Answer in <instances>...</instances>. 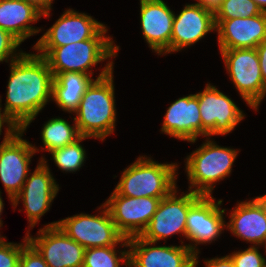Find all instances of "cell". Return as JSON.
I'll return each instance as SVG.
<instances>
[{
	"label": "cell",
	"instance_id": "6da1fadb",
	"mask_svg": "<svg viewBox=\"0 0 266 267\" xmlns=\"http://www.w3.org/2000/svg\"><path fill=\"white\" fill-rule=\"evenodd\" d=\"M4 113L24 132L52 100L53 75L46 59L23 52L9 63Z\"/></svg>",
	"mask_w": 266,
	"mask_h": 267
},
{
	"label": "cell",
	"instance_id": "7a4b0ae2",
	"mask_svg": "<svg viewBox=\"0 0 266 267\" xmlns=\"http://www.w3.org/2000/svg\"><path fill=\"white\" fill-rule=\"evenodd\" d=\"M113 64V61L105 64L86 89L78 109L74 112L75 123L83 137L100 139L103 142L115 132L117 112Z\"/></svg>",
	"mask_w": 266,
	"mask_h": 267
},
{
	"label": "cell",
	"instance_id": "3957f363",
	"mask_svg": "<svg viewBox=\"0 0 266 267\" xmlns=\"http://www.w3.org/2000/svg\"><path fill=\"white\" fill-rule=\"evenodd\" d=\"M105 26L95 37L62 47H34L38 55L43 56L52 75L65 72H80L93 77L92 67L105 60L118 56L120 47L115 45L113 38L107 36Z\"/></svg>",
	"mask_w": 266,
	"mask_h": 267
},
{
	"label": "cell",
	"instance_id": "277c9868",
	"mask_svg": "<svg viewBox=\"0 0 266 267\" xmlns=\"http://www.w3.org/2000/svg\"><path fill=\"white\" fill-rule=\"evenodd\" d=\"M240 149L219 146L206 137L195 151L185 157L188 190L201 196H213L217 182L229 177Z\"/></svg>",
	"mask_w": 266,
	"mask_h": 267
},
{
	"label": "cell",
	"instance_id": "5b68a950",
	"mask_svg": "<svg viewBox=\"0 0 266 267\" xmlns=\"http://www.w3.org/2000/svg\"><path fill=\"white\" fill-rule=\"evenodd\" d=\"M178 169L177 163H159L142 155L124 169L114 190L128 197L164 198L177 187Z\"/></svg>",
	"mask_w": 266,
	"mask_h": 267
},
{
	"label": "cell",
	"instance_id": "8992f818",
	"mask_svg": "<svg viewBox=\"0 0 266 267\" xmlns=\"http://www.w3.org/2000/svg\"><path fill=\"white\" fill-rule=\"evenodd\" d=\"M25 132L19 127H6L0 143V181L12 199L21 191L28 174L33 155L40 149L26 139Z\"/></svg>",
	"mask_w": 266,
	"mask_h": 267
},
{
	"label": "cell",
	"instance_id": "52a82bcc",
	"mask_svg": "<svg viewBox=\"0 0 266 267\" xmlns=\"http://www.w3.org/2000/svg\"><path fill=\"white\" fill-rule=\"evenodd\" d=\"M97 210L95 215L81 212L58 220L57 225L85 249L118 245L128 249V239L118 231L105 204Z\"/></svg>",
	"mask_w": 266,
	"mask_h": 267
},
{
	"label": "cell",
	"instance_id": "ba28073f",
	"mask_svg": "<svg viewBox=\"0 0 266 267\" xmlns=\"http://www.w3.org/2000/svg\"><path fill=\"white\" fill-rule=\"evenodd\" d=\"M219 52L241 99L258 112L266 97V84L261 76L256 48L219 49Z\"/></svg>",
	"mask_w": 266,
	"mask_h": 267
},
{
	"label": "cell",
	"instance_id": "9c48e42d",
	"mask_svg": "<svg viewBox=\"0 0 266 267\" xmlns=\"http://www.w3.org/2000/svg\"><path fill=\"white\" fill-rule=\"evenodd\" d=\"M178 191V187H175L161 199L157 211L141 233V238L156 244L163 239L166 243L167 238L175 234L186 238L188 211L202 196L190 190L181 194Z\"/></svg>",
	"mask_w": 266,
	"mask_h": 267
},
{
	"label": "cell",
	"instance_id": "30bf717a",
	"mask_svg": "<svg viewBox=\"0 0 266 267\" xmlns=\"http://www.w3.org/2000/svg\"><path fill=\"white\" fill-rule=\"evenodd\" d=\"M38 161L35 170L29 172L21 191L12 199L14 209L22 200L29 223L27 232L49 211L60 188L49 168L48 160L41 156Z\"/></svg>",
	"mask_w": 266,
	"mask_h": 267
},
{
	"label": "cell",
	"instance_id": "8fae6325",
	"mask_svg": "<svg viewBox=\"0 0 266 267\" xmlns=\"http://www.w3.org/2000/svg\"><path fill=\"white\" fill-rule=\"evenodd\" d=\"M196 95L201 115V137L227 135L245 117L243 110L229 96L210 83Z\"/></svg>",
	"mask_w": 266,
	"mask_h": 267
},
{
	"label": "cell",
	"instance_id": "7c38bea8",
	"mask_svg": "<svg viewBox=\"0 0 266 267\" xmlns=\"http://www.w3.org/2000/svg\"><path fill=\"white\" fill-rule=\"evenodd\" d=\"M214 196H202L188 211L186 218V240L191 241L187 245L196 255V267L200 250L198 245L211 244L224 233L226 221L221 209L222 199L217 200ZM194 244H193V243Z\"/></svg>",
	"mask_w": 266,
	"mask_h": 267
},
{
	"label": "cell",
	"instance_id": "4fadbf2b",
	"mask_svg": "<svg viewBox=\"0 0 266 267\" xmlns=\"http://www.w3.org/2000/svg\"><path fill=\"white\" fill-rule=\"evenodd\" d=\"M58 221L40 228L36 236L26 233L28 242L49 267H83L85 248L70 238Z\"/></svg>",
	"mask_w": 266,
	"mask_h": 267
},
{
	"label": "cell",
	"instance_id": "5bb4252c",
	"mask_svg": "<svg viewBox=\"0 0 266 267\" xmlns=\"http://www.w3.org/2000/svg\"><path fill=\"white\" fill-rule=\"evenodd\" d=\"M161 199L122 196L113 190L104 204L118 231L129 239L141 235L157 211Z\"/></svg>",
	"mask_w": 266,
	"mask_h": 267
},
{
	"label": "cell",
	"instance_id": "9a60e30c",
	"mask_svg": "<svg viewBox=\"0 0 266 267\" xmlns=\"http://www.w3.org/2000/svg\"><path fill=\"white\" fill-rule=\"evenodd\" d=\"M155 246L140 236L128 239V267H196V255L184 245Z\"/></svg>",
	"mask_w": 266,
	"mask_h": 267
},
{
	"label": "cell",
	"instance_id": "2e32d148",
	"mask_svg": "<svg viewBox=\"0 0 266 267\" xmlns=\"http://www.w3.org/2000/svg\"><path fill=\"white\" fill-rule=\"evenodd\" d=\"M55 23L44 32L32 47H62L67 44L92 39L105 26L92 16L74 9H66Z\"/></svg>",
	"mask_w": 266,
	"mask_h": 267
},
{
	"label": "cell",
	"instance_id": "e0dca14e",
	"mask_svg": "<svg viewBox=\"0 0 266 267\" xmlns=\"http://www.w3.org/2000/svg\"><path fill=\"white\" fill-rule=\"evenodd\" d=\"M211 31H216L214 12L198 3H186L174 16L170 54L191 47Z\"/></svg>",
	"mask_w": 266,
	"mask_h": 267
},
{
	"label": "cell",
	"instance_id": "ac0fdd59",
	"mask_svg": "<svg viewBox=\"0 0 266 267\" xmlns=\"http://www.w3.org/2000/svg\"><path fill=\"white\" fill-rule=\"evenodd\" d=\"M175 12L163 0H140V24L148 46L157 55L170 53Z\"/></svg>",
	"mask_w": 266,
	"mask_h": 267
},
{
	"label": "cell",
	"instance_id": "d6986e66",
	"mask_svg": "<svg viewBox=\"0 0 266 267\" xmlns=\"http://www.w3.org/2000/svg\"><path fill=\"white\" fill-rule=\"evenodd\" d=\"M219 49L256 48L266 40V13L248 18L215 20Z\"/></svg>",
	"mask_w": 266,
	"mask_h": 267
},
{
	"label": "cell",
	"instance_id": "ffe728a7",
	"mask_svg": "<svg viewBox=\"0 0 266 267\" xmlns=\"http://www.w3.org/2000/svg\"><path fill=\"white\" fill-rule=\"evenodd\" d=\"M161 132L192 144L197 142L201 136V115L196 94L180 97L170 104Z\"/></svg>",
	"mask_w": 266,
	"mask_h": 267
},
{
	"label": "cell",
	"instance_id": "44dd1931",
	"mask_svg": "<svg viewBox=\"0 0 266 267\" xmlns=\"http://www.w3.org/2000/svg\"><path fill=\"white\" fill-rule=\"evenodd\" d=\"M231 210L226 229L251 246H263L266 242V214L261 204L253 198L238 202Z\"/></svg>",
	"mask_w": 266,
	"mask_h": 267
},
{
	"label": "cell",
	"instance_id": "7402d4cb",
	"mask_svg": "<svg viewBox=\"0 0 266 267\" xmlns=\"http://www.w3.org/2000/svg\"><path fill=\"white\" fill-rule=\"evenodd\" d=\"M43 13L24 0H0V28L9 32L21 44L29 37L41 32L32 26Z\"/></svg>",
	"mask_w": 266,
	"mask_h": 267
},
{
	"label": "cell",
	"instance_id": "603a6c76",
	"mask_svg": "<svg viewBox=\"0 0 266 267\" xmlns=\"http://www.w3.org/2000/svg\"><path fill=\"white\" fill-rule=\"evenodd\" d=\"M52 101L64 112L73 114L94 77L80 72H65L53 76Z\"/></svg>",
	"mask_w": 266,
	"mask_h": 267
},
{
	"label": "cell",
	"instance_id": "cb8c5ba5",
	"mask_svg": "<svg viewBox=\"0 0 266 267\" xmlns=\"http://www.w3.org/2000/svg\"><path fill=\"white\" fill-rule=\"evenodd\" d=\"M72 119L73 125H70L69 121L59 116L45 122L41 130L43 143L42 148H40L41 151L51 152L72 144L81 137L74 117Z\"/></svg>",
	"mask_w": 266,
	"mask_h": 267
},
{
	"label": "cell",
	"instance_id": "d4e9b609",
	"mask_svg": "<svg viewBox=\"0 0 266 267\" xmlns=\"http://www.w3.org/2000/svg\"><path fill=\"white\" fill-rule=\"evenodd\" d=\"M117 246L85 249L83 267H128V249L117 250Z\"/></svg>",
	"mask_w": 266,
	"mask_h": 267
},
{
	"label": "cell",
	"instance_id": "484cf974",
	"mask_svg": "<svg viewBox=\"0 0 266 267\" xmlns=\"http://www.w3.org/2000/svg\"><path fill=\"white\" fill-rule=\"evenodd\" d=\"M85 139L88 137L81 136L74 143L49 152L58 169L65 173L80 170L86 161V150L81 144Z\"/></svg>",
	"mask_w": 266,
	"mask_h": 267
},
{
	"label": "cell",
	"instance_id": "4316f807",
	"mask_svg": "<svg viewBox=\"0 0 266 267\" xmlns=\"http://www.w3.org/2000/svg\"><path fill=\"white\" fill-rule=\"evenodd\" d=\"M253 0H223L214 12L215 20H232L234 18H248L261 14Z\"/></svg>",
	"mask_w": 266,
	"mask_h": 267
},
{
	"label": "cell",
	"instance_id": "83f0119b",
	"mask_svg": "<svg viewBox=\"0 0 266 267\" xmlns=\"http://www.w3.org/2000/svg\"><path fill=\"white\" fill-rule=\"evenodd\" d=\"M5 240V236H0V267H19L22 248L28 243L26 235L21 243Z\"/></svg>",
	"mask_w": 266,
	"mask_h": 267
},
{
	"label": "cell",
	"instance_id": "f1b7e54d",
	"mask_svg": "<svg viewBox=\"0 0 266 267\" xmlns=\"http://www.w3.org/2000/svg\"><path fill=\"white\" fill-rule=\"evenodd\" d=\"M259 246H250L244 250H236L229 254L235 267H263L266 258Z\"/></svg>",
	"mask_w": 266,
	"mask_h": 267
},
{
	"label": "cell",
	"instance_id": "f546056e",
	"mask_svg": "<svg viewBox=\"0 0 266 267\" xmlns=\"http://www.w3.org/2000/svg\"><path fill=\"white\" fill-rule=\"evenodd\" d=\"M21 43L9 32L0 28V63H11L17 59L23 50H18Z\"/></svg>",
	"mask_w": 266,
	"mask_h": 267
},
{
	"label": "cell",
	"instance_id": "4dcf8cb0",
	"mask_svg": "<svg viewBox=\"0 0 266 267\" xmlns=\"http://www.w3.org/2000/svg\"><path fill=\"white\" fill-rule=\"evenodd\" d=\"M19 267H49L39 252L28 242L21 251Z\"/></svg>",
	"mask_w": 266,
	"mask_h": 267
},
{
	"label": "cell",
	"instance_id": "1f68e13d",
	"mask_svg": "<svg viewBox=\"0 0 266 267\" xmlns=\"http://www.w3.org/2000/svg\"><path fill=\"white\" fill-rule=\"evenodd\" d=\"M203 261L205 267H235L229 255L205 259Z\"/></svg>",
	"mask_w": 266,
	"mask_h": 267
},
{
	"label": "cell",
	"instance_id": "d6a6232c",
	"mask_svg": "<svg viewBox=\"0 0 266 267\" xmlns=\"http://www.w3.org/2000/svg\"><path fill=\"white\" fill-rule=\"evenodd\" d=\"M27 3L34 5L38 10H40L43 15L42 17L49 18L50 12L53 9L52 4L54 0H24Z\"/></svg>",
	"mask_w": 266,
	"mask_h": 267
},
{
	"label": "cell",
	"instance_id": "836d02e7",
	"mask_svg": "<svg viewBox=\"0 0 266 267\" xmlns=\"http://www.w3.org/2000/svg\"><path fill=\"white\" fill-rule=\"evenodd\" d=\"M256 50L259 58L261 76L263 78L264 83L266 84V40L260 43L256 47Z\"/></svg>",
	"mask_w": 266,
	"mask_h": 267
},
{
	"label": "cell",
	"instance_id": "e575fe53",
	"mask_svg": "<svg viewBox=\"0 0 266 267\" xmlns=\"http://www.w3.org/2000/svg\"><path fill=\"white\" fill-rule=\"evenodd\" d=\"M1 97V96H0ZM2 100L0 98V135L2 134L3 126L7 127H18L2 110Z\"/></svg>",
	"mask_w": 266,
	"mask_h": 267
},
{
	"label": "cell",
	"instance_id": "d590c367",
	"mask_svg": "<svg viewBox=\"0 0 266 267\" xmlns=\"http://www.w3.org/2000/svg\"><path fill=\"white\" fill-rule=\"evenodd\" d=\"M198 4L215 12L217 8L222 4L223 0H196Z\"/></svg>",
	"mask_w": 266,
	"mask_h": 267
},
{
	"label": "cell",
	"instance_id": "8d00e7d4",
	"mask_svg": "<svg viewBox=\"0 0 266 267\" xmlns=\"http://www.w3.org/2000/svg\"><path fill=\"white\" fill-rule=\"evenodd\" d=\"M255 199L261 204L265 214H266V194L262 196H257Z\"/></svg>",
	"mask_w": 266,
	"mask_h": 267
},
{
	"label": "cell",
	"instance_id": "74e56055",
	"mask_svg": "<svg viewBox=\"0 0 266 267\" xmlns=\"http://www.w3.org/2000/svg\"><path fill=\"white\" fill-rule=\"evenodd\" d=\"M262 12L266 13V0H253Z\"/></svg>",
	"mask_w": 266,
	"mask_h": 267
},
{
	"label": "cell",
	"instance_id": "f35d334b",
	"mask_svg": "<svg viewBox=\"0 0 266 267\" xmlns=\"http://www.w3.org/2000/svg\"><path fill=\"white\" fill-rule=\"evenodd\" d=\"M1 190V189H0ZM2 195H1V191H0V229H1V227L3 226V221H2V219H1V215H2V213H3V208H4V201H3V199H2V197H1ZM0 236H1V234H0Z\"/></svg>",
	"mask_w": 266,
	"mask_h": 267
},
{
	"label": "cell",
	"instance_id": "ab89813d",
	"mask_svg": "<svg viewBox=\"0 0 266 267\" xmlns=\"http://www.w3.org/2000/svg\"><path fill=\"white\" fill-rule=\"evenodd\" d=\"M263 247L265 248L264 250H265V253H266V242H265V244L263 245ZM266 255V254H265Z\"/></svg>",
	"mask_w": 266,
	"mask_h": 267
}]
</instances>
